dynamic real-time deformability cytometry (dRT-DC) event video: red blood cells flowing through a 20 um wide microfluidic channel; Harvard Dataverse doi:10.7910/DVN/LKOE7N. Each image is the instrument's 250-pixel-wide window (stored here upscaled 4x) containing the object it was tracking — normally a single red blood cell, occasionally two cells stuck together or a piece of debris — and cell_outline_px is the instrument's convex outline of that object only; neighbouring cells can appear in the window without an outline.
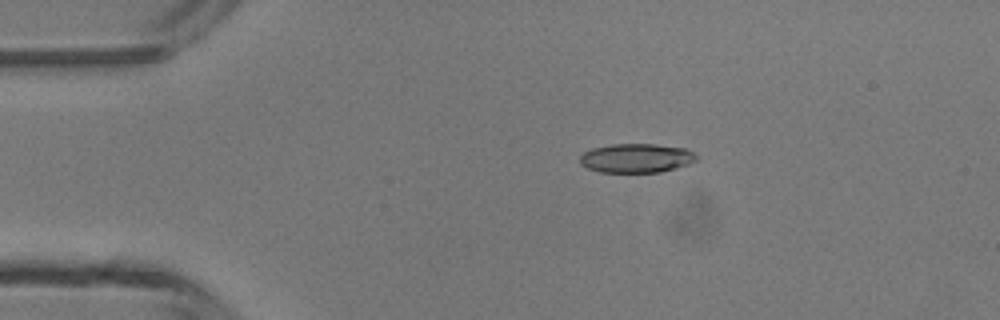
{"species": "common noctule bat (a hibernating species)", "species_latin": "Nyctalus noctula", "temperature_condition": "room temperature", "stored_images_in_passage": 3, "camera_frame_rate_fps": 3000, "um_per_image_px": 0.085, "animal": {"sex": "male", "body_mass_g": 13.3}, "frame": {"image": 1, "passage_image": 2, "time_ms": 1.333, "image_size_px": [1000, 320], "cell_outline_px": [[700, 156], [696, 160], [688, 164], [676, 168], [660, 172], [600, 172], [588, 168], [580, 164], [580, 156], [584, 152], [592, 148], [612, 144], [656, 144], [684, 148]], "centroid_in_image_um": [54.09, 13.44], "position_along_channel_um": 30.9, "area_um2": 19.77}}